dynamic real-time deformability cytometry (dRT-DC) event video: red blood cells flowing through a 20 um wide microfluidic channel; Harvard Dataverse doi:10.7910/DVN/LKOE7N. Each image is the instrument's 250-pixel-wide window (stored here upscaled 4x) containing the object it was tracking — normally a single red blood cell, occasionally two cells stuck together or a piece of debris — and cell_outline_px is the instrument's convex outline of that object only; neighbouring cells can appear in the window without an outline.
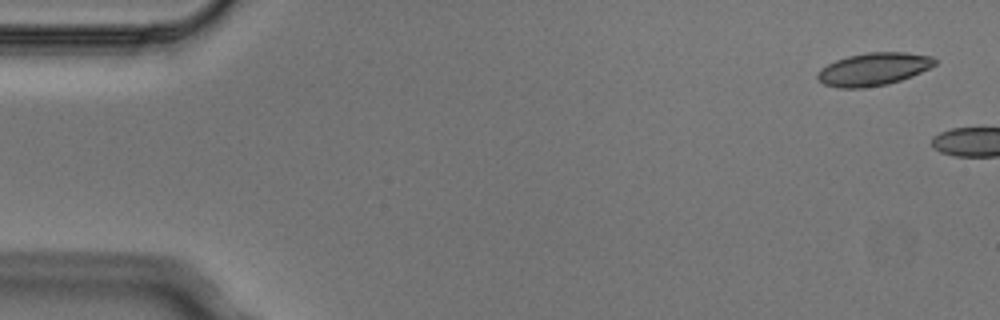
{"species": "Egyptian fruit bat (a non-hibernating species)", "species_latin": "Rousettus aegyptiacus", "temperature_condition": "cold", "stored_images_in_passage": 2, "camera_frame_rate_fps": 3000, "um_per_image_px": 0.085, "animal": {"sex": "male"}, "frame": {"image": 1, "passage_image": 1, "time_ms": 0.0, "image_size_px": [1000, 320], "cell_outline_px": [[936, 64], [912, 76], [888, 84], [864, 88], [840, 88], [824, 84], [816, 76], [816, 72], [820, 68], [836, 60], [848, 56], [868, 52], [904, 52], [932, 56], [936, 60]], "centroid_in_image_um": [74.23, 5.88], "position_along_channel_um": 10.8, "area_um2": 22.37}}